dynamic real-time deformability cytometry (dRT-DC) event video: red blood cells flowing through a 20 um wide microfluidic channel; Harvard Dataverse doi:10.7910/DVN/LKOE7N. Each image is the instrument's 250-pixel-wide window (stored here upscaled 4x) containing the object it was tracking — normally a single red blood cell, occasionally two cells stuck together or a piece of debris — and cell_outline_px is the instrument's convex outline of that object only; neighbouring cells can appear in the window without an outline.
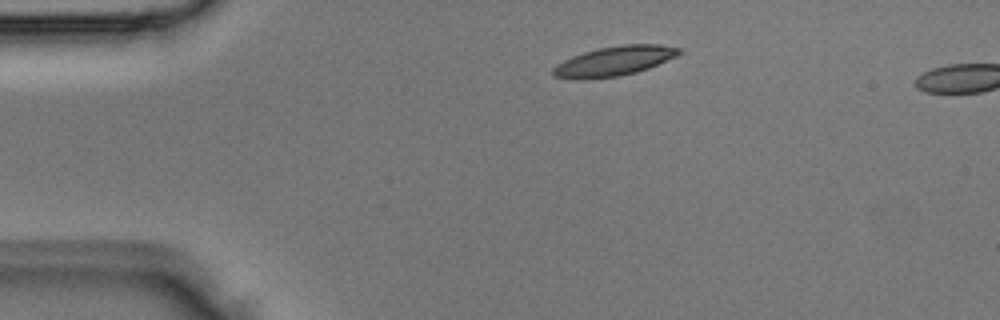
{"species": "Egyptian fruit bat (a non-hibernating species)", "species_latin": "Rousettus aegyptiacus", "temperature_condition": "room temperature", "stored_images_in_passage": 3, "segment_of_instrument_passage": [1, 2], "camera_frame_rate_fps": 3000, "um_per_image_px": 0.085, "animal": {"sex": "male"}, "frame": {"image": 1, "passage_image": 1, "time_ms": 0.0, "image_size_px": [1000, 320], "cell_outline_px": [[680, 52], [676, 56], [648, 68], [636, 72], [620, 76], [592, 80], [572, 80], [552, 76], [552, 68], [556, 64], [572, 56], [584, 52], [600, 48], [624, 44], [660, 44], [680, 48]], "centroid_in_image_um": [52.13, 5.22], "position_along_channel_um": 32.9, "area_um2": 21.96}}